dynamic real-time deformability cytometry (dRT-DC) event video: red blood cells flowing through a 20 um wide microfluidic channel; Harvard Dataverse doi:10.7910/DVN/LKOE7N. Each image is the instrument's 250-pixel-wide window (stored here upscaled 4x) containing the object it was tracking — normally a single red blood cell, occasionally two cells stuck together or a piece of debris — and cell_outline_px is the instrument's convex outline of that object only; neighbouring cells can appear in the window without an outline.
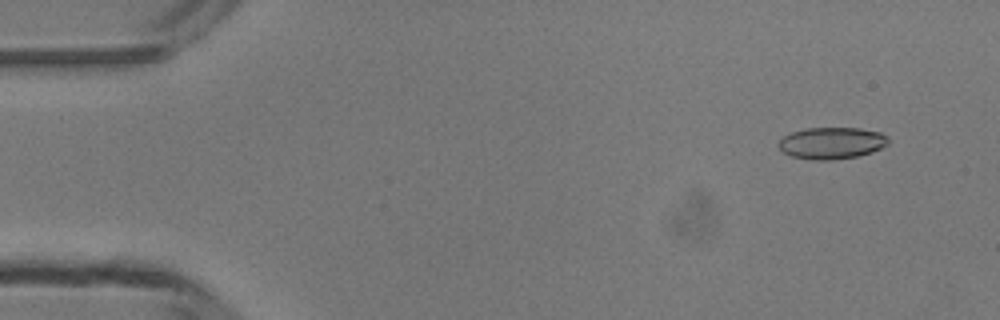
{"species": "common noctule bat (a hibernating species)", "species_latin": "Nyctalus noctula", "temperature_condition": "room temperature", "stored_images_in_passage": 4, "camera_frame_rate_fps": 3000, "um_per_image_px": 0.085, "animal": {"sex": "male", "body_mass_g": 13.3}, "frame": {"image": 1, "passage_image": 1, "time_ms": 0.0, "image_size_px": [1000, 320], "cell_outline_px": [[888, 144], [872, 152], [856, 156], [832, 160], [816, 160], [792, 156], [784, 152], [776, 144], [784, 136], [792, 132], [808, 128], [860, 128], [880, 132], [888, 136]], "centroid_in_image_um": [70.7, 12.15], "position_along_channel_um": 14.3, "area_um2": 20.17}}
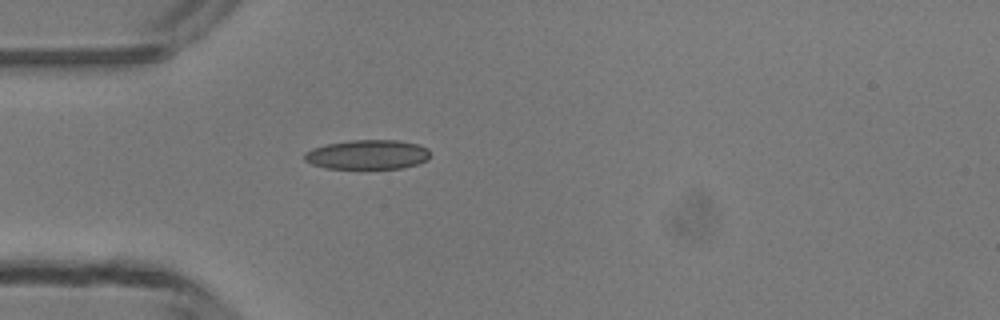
{"frame": {"image": 2, "passage_image": 4, "time_ms": 3.333, "image_size_px": [1000, 320], "cell_outline_px": [[428, 160], [420, 164], [404, 168], [324, 168], [312, 164], [304, 160], [304, 152], [312, 148], [324, 144], [348, 140], [400, 140], [420, 144], [428, 148]], "centroid_in_image_um": [31.24, 13.13], "position_along_channel_um": 53.8, "area_um2": 21.91}}